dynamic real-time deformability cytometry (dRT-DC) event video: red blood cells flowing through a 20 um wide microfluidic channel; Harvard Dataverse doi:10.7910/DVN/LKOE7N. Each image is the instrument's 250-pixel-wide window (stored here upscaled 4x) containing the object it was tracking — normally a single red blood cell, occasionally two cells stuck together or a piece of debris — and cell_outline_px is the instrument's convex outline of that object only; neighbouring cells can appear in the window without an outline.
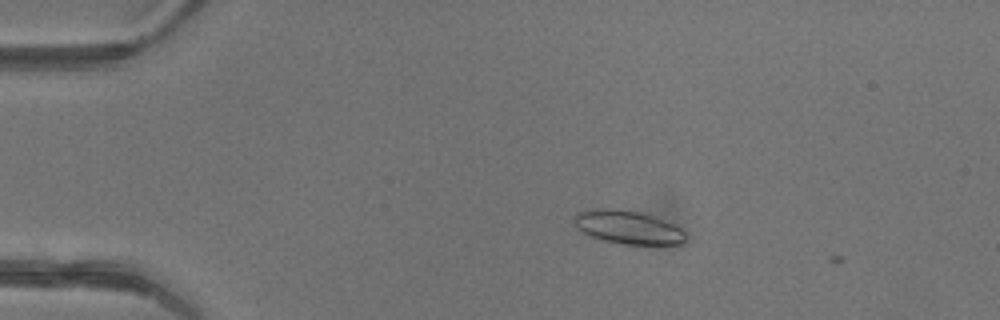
{"species": "common noctule bat (a hibernating species)", "species_latin": "Nyctalus noctula", "temperature_condition": "warm", "stored_images_in_passage": 4, "camera_frame_rate_fps": 3000, "um_per_image_px": 0.085, "animal": {"sex": "female"}, "frame": {"image": 1, "passage_image": 3, "time_ms": 0.667, "image_size_px": [1000, 320], "cell_outline_px": [[688, 236], [684, 244], [624, 244], [604, 240], [588, 236], [572, 220], [580, 212], [596, 208], [608, 208], [640, 212], [664, 220], [680, 228]], "centroid_in_image_um": [53.42, 19.33], "position_along_channel_um": 31.6, "area_um2": 21.44}}